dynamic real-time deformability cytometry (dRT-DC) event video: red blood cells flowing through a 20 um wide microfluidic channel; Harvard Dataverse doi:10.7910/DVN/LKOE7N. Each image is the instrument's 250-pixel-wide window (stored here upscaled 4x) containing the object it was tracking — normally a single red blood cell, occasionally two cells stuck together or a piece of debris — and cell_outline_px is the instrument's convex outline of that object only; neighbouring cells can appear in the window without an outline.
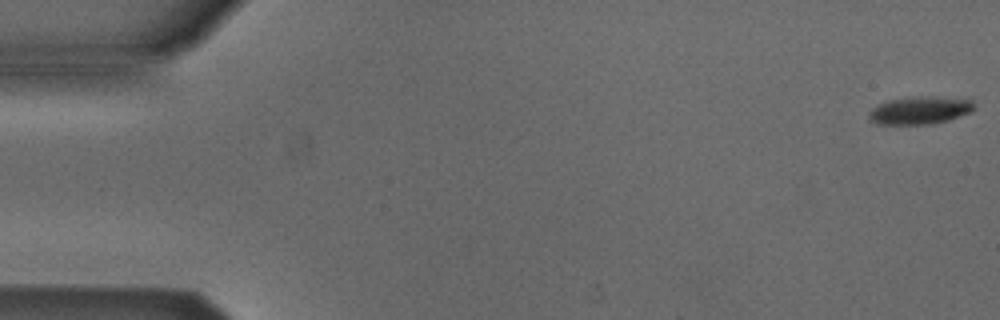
{"species": "Egyptian fruit bat (a non-hibernating species)", "species_latin": "Rousettus aegyptiacus", "temperature_condition": "cold", "stored_images_in_passage": 6, "camera_frame_rate_fps": 3000, "um_per_image_px": 0.085, "animal": {"sex": "male"}, "frame": {"image": 1, "passage_image": 1, "time_ms": 0.0, "image_size_px": [1000, 320], "cell_outline_px": [[976, 108], [972, 112], [948, 120], [932, 124], [876, 124], [868, 116], [868, 112], [872, 108], [888, 100], [924, 96], [932, 96], [972, 100]], "centroid_in_image_um": [78.22, 9.38], "position_along_channel_um": 6.8, "area_um2": 16.94}}